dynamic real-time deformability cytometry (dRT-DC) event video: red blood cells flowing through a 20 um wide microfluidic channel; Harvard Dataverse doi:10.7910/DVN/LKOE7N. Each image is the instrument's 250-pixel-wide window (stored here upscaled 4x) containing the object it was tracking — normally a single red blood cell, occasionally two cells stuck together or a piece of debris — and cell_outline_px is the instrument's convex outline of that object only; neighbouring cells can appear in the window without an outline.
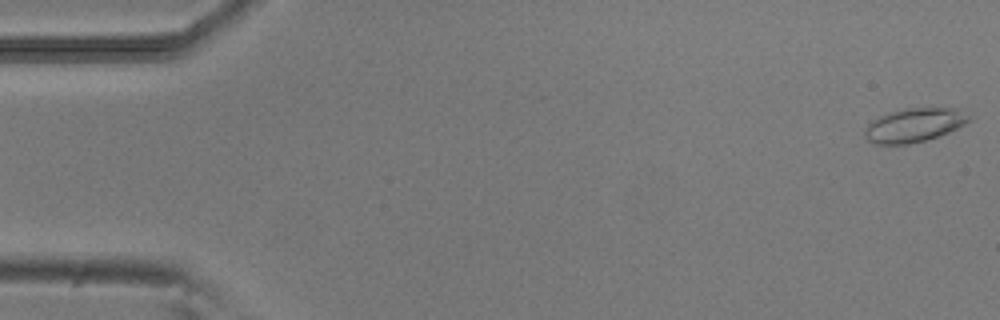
{"species": "common noctule bat (a hibernating species)", "species_latin": "Nyctalus noctula", "temperature_condition": "room temperature", "stored_images_in_passage": 41, "camera_frame_rate_fps": 3000, "um_per_image_px": 0.085, "animal": {"sex": "male", "body_mass_g": 20.5, "forearm_length_mm": 52.5}, "frame": {"image": 1, "passage_image": 1, "time_ms": 0.0, "image_size_px": [1000, 320], "cell_outline_px": [[972, 120], [948, 132], [924, 140], [908, 144], [876, 144], [868, 140], [864, 136], [864, 132], [868, 124], [872, 120], [880, 116], [892, 112], [908, 108], [956, 108], [968, 116]], "centroid_in_image_um": [77.68, 10.64], "position_along_channel_um": 7.3, "area_um2": 20.11}}
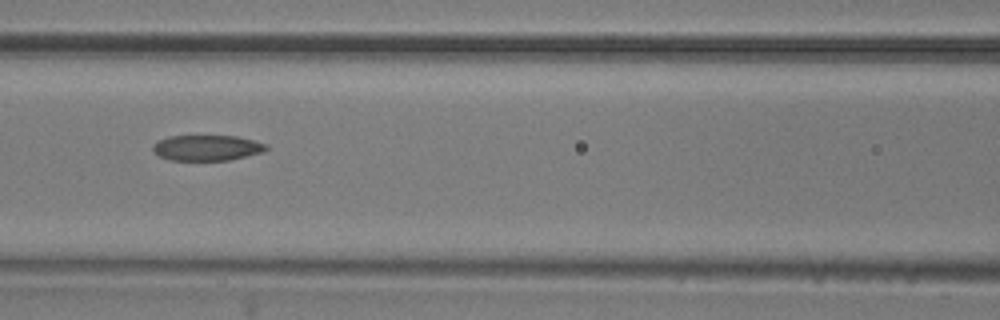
{"frame": {"image": 2, "passage_image": 22, "time_ms": 7.0, "image_size_px": [1000, 320], "cell_outline_px": [[268, 148], [260, 152], [228, 160], [168, 160], [152, 152], [152, 144], [168, 136], [236, 136], [268, 144]], "centroid_in_image_um": [17.53, 12.56], "position_along_channel_um": 149.1, "area_um2": 16.76}}
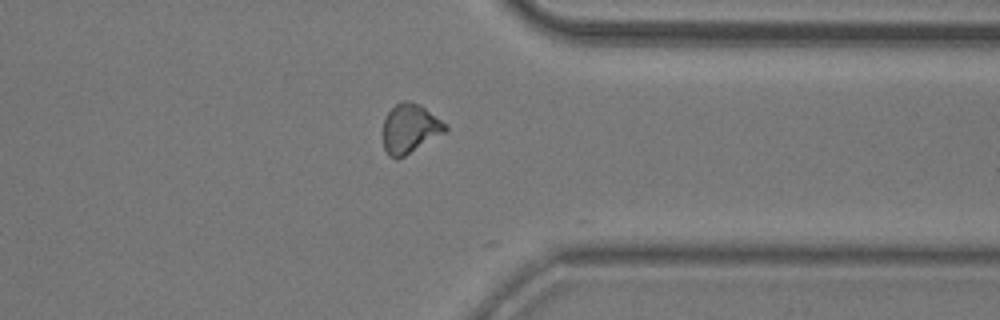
{"frame": {"image": 3, "passage_image": 40, "time_ms": 13.0, "image_size_px": [1000, 320], "cell_outline_px": [[448, 128], [444, 132], [404, 156], [396, 160], [388, 156], [384, 148], [384, 120], [388, 112], [400, 100], [408, 100], [420, 104], [440, 120]], "centroid_in_image_um": [34.8, 10.92], "position_along_channel_um": 376.6, "area_um2": 17.51}}